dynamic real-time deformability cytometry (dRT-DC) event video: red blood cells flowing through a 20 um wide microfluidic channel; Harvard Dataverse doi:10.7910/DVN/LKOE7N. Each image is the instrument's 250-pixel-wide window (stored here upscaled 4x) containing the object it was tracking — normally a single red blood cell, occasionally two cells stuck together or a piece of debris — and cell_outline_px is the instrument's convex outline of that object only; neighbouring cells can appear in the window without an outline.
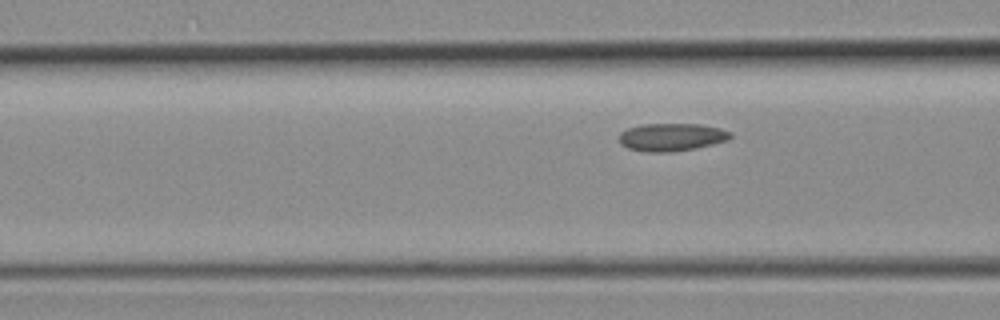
{"species": "common noctule bat (a hibernating species)", "species_latin": "Nyctalus noctula", "temperature_condition": "room temperature", "stored_images_in_passage": 7, "camera_frame_rate_fps": 3000, "um_per_image_px": 0.085, "animal": {"sex": "female", "body_mass_g": 19.3, "forearm_length_mm": 54.1}, "frame": {"image": 1, "passage_image": 6, "time_ms": 1.667, "image_size_px": [1000, 320], "cell_outline_px": [[732, 136], [728, 140], [712, 144], [672, 152], [648, 152], [628, 148], [620, 144], [620, 132], [628, 128], [644, 124], [700, 124], [720, 128], [732, 132]], "centroid_in_image_um": [57.09, 11.65], "position_along_channel_um": 109.5, "area_um2": 17.92}}
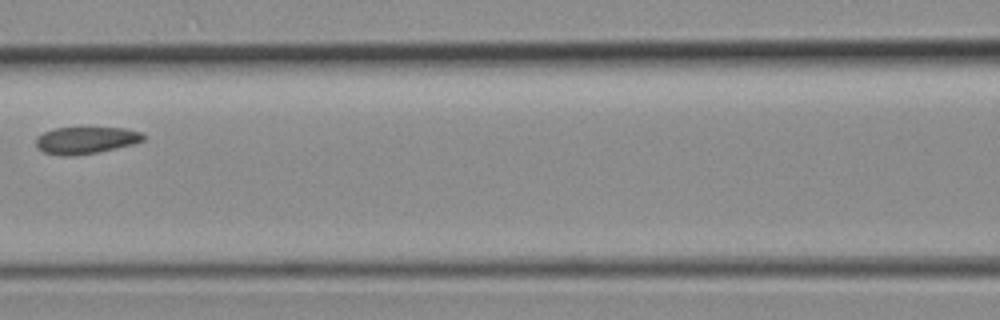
{"frame": {"image": 2, "passage_image": 7, "time_ms": 2.0, "image_size_px": [1000, 320], "cell_outline_px": [[144, 140], [132, 144], [96, 152], [68, 156], [64, 156], [44, 152], [36, 148], [36, 136], [52, 128], [124, 128], [140, 132], [144, 136]], "centroid_in_image_um": [7.23, 11.91], "position_along_channel_um": 159.4, "area_um2": 16.65}}